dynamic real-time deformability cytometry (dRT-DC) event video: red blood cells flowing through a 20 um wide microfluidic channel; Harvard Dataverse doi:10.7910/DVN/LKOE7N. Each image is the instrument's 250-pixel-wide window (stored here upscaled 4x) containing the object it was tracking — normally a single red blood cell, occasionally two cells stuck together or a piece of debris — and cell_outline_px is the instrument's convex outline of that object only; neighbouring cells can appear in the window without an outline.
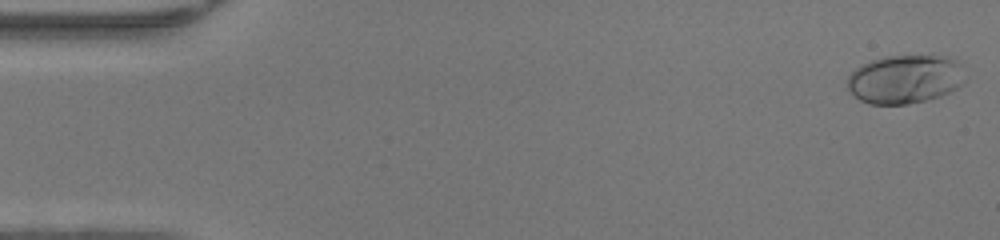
{"species": "human", "species_latin": "Homo sapiens", "temperature_condition": "warm", "stored_images_in_passage": 49, "camera_frame_rate_fps": 3000, "um_per_image_px": 0.085, "donor": {"sex": "female"}, "frame": {"image": 1, "passage_image": 1, "time_ms": 0.0, "image_size_px": [1000, 240], "cell_outline_px": [[968, 80], [956, 88], [940, 96], [908, 104], [868, 104], [860, 100], [848, 88], [848, 76], [860, 64], [884, 56], [948, 56], [956, 60], [960, 64]], "centroid_in_image_um": [76.95, 6.72], "position_along_channel_um": 8.0, "area_um2": 33.47}}
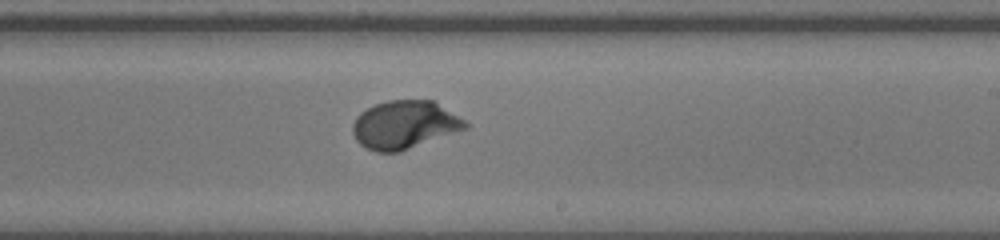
{"frame": {"image": 2, "passage_image": 29, "time_ms": 9.333, "image_size_px": [1000, 240], "cell_outline_px": [[472, 124], [468, 128], [400, 152], [376, 152], [360, 144], [356, 140], [352, 132], [352, 124], [356, 116], [360, 112], [376, 104], [388, 100], [432, 100]], "centroid_in_image_um": [34.39, 10.61], "position_along_channel_um": 254.6, "area_um2": 31.67}}
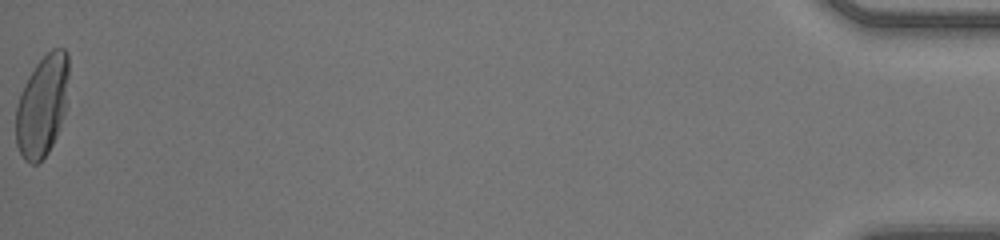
{"frame": {"image": 3, "passage_image": 49, "time_ms": 16.0, "image_size_px": [1000, 240], "cell_outline_px": [[68, 76], [64, 112], [56, 136], [48, 152], [36, 164], [32, 164], [24, 160], [16, 144], [16, 108], [24, 84], [28, 76], [36, 64], [52, 48], [64, 48], [68, 52]], "centroid_in_image_um": [3.58, 8.97], "position_along_channel_um": 431.6, "area_um2": 30.81}, "authors_computed_cell_mechanics": {"area_um2": 30.6918, "velocity_mm_per_s": 4.2485, "shape_relaxation_time_tau1_ms": 2.4897, "shape_relaxation_time_tau2_ms": null, "deformation_change_tau1": 0.1807, "deformation_change_tau2": null}}